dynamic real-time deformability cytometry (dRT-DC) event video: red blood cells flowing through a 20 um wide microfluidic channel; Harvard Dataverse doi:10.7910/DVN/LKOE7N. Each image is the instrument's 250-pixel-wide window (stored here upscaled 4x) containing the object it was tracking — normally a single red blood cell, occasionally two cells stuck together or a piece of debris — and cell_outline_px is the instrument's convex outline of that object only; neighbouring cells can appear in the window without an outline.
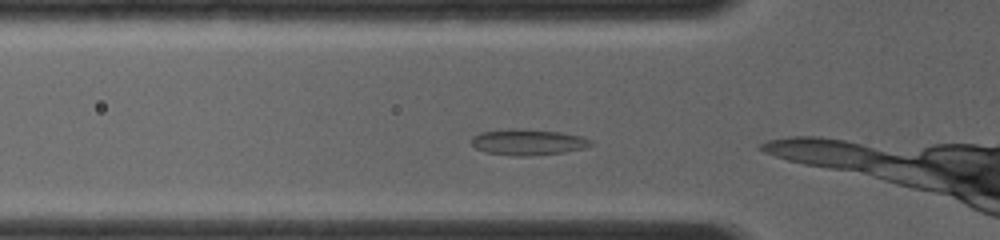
{"species": "common noctule bat (a hibernating species)", "species_latin": "Nyctalus noctula", "temperature_condition": "room temperature", "stored_images_in_passage": 5, "camera_frame_rate_fps": 4000, "um_per_image_px": 0.085, "animal": {"sex": "female", "body_mass_g": 19.0, "forearm_length_mm": 56.7}, "frame": {"image": 1, "passage_image": 2, "time_ms": 0.25, "image_size_px": [1000, 240], "cell_outline_px": [[596, 144], [584, 148], [564, 152], [528, 156], [512, 156], [484, 152], [476, 148], [472, 144], [472, 136], [480, 132], [512, 128], [524, 128], [560, 132], [580, 136], [592, 140]], "centroid_in_image_um": [44.88, 12.07], "position_along_channel_um": 80.9, "area_um2": 18.32}}